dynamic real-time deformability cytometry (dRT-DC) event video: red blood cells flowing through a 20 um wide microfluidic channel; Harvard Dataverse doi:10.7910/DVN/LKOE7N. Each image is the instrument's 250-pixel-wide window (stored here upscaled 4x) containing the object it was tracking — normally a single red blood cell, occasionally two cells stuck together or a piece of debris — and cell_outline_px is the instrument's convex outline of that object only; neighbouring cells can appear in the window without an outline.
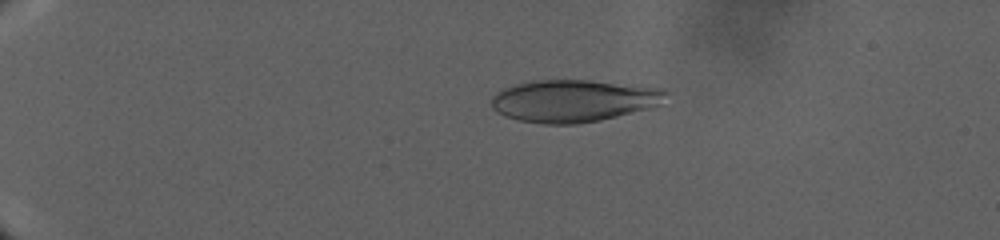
{"species": "human", "species_latin": "Homo sapiens", "temperature_condition": "warm", "stored_images_in_passage": 31, "camera_frame_rate_fps": 3000, "um_per_image_px": 0.085, "donor": {"sex": "male"}, "frame": {"image": 1, "passage_image": 12, "time_ms": 10.333, "image_size_px": [1000, 240], "cell_outline_px": [[668, 92], [664, 104], [652, 108], [600, 120], [576, 124], [544, 124], [520, 120], [504, 116], [496, 112], [492, 108], [492, 96], [496, 92], [504, 88], [516, 84], [532, 80], [588, 80], [664, 88]], "centroid_in_image_um": [48.79, 8.56], "position_along_channel_um": 36.2, "area_um2": 43.29}}
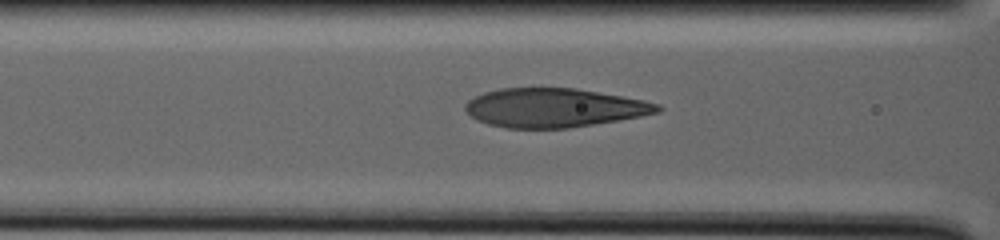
{"frame": {"image": 2, "passage_image": 24, "time_ms": 21.0, "image_size_px": [1000, 240], "cell_outline_px": [[664, 108], [660, 112], [640, 116], [568, 128], [508, 128], [488, 124], [476, 120], [464, 108], [464, 104], [468, 100], [484, 92], [500, 88], [576, 88], [644, 100], [660, 104]], "centroid_in_image_um": [47.09, 9.15], "position_along_channel_um": 119.5, "area_um2": 43.47}}
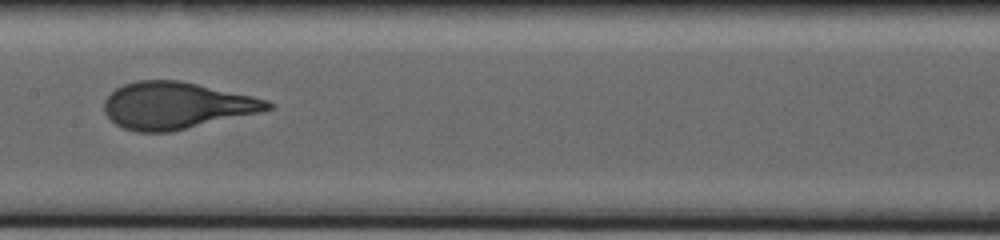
{"frame": {"image": 3, "passage_image": 29, "time_ms": 25.333, "image_size_px": [1000, 240], "cell_outline_px": [[276, 104], [272, 108], [260, 112], [172, 132], [136, 132], [124, 128], [116, 124], [104, 112], [104, 100], [116, 88], [124, 84], [136, 80], [180, 80], [252, 96], [268, 100]], "centroid_in_image_um": [14.99, 8.97], "position_along_channel_um": 192.4, "area_um2": 44.62}}